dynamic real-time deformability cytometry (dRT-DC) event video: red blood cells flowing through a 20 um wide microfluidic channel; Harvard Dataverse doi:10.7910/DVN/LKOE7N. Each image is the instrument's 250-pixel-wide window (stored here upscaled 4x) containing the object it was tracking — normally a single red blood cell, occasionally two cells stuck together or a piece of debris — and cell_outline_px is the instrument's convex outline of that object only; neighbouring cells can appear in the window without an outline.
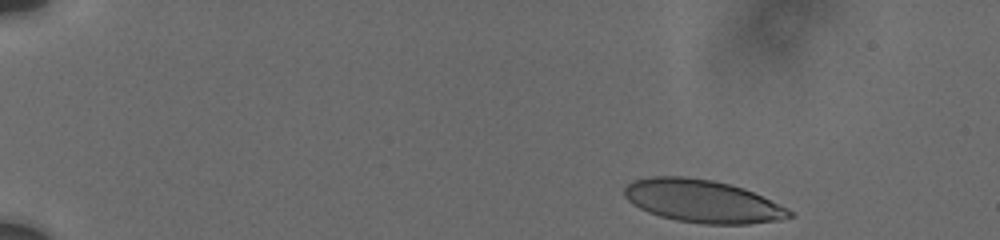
{"species": "human", "species_latin": "Homo sapiens", "temperature_condition": "cold", "stored_images_in_passage": 37, "camera_frame_rate_fps": 3000, "um_per_image_px": 0.085, "donor": {"sex": "male"}, "frame": {"image": 1, "passage_image": 1, "time_ms": 0.0, "image_size_px": [1000, 240], "cell_outline_px": [[796, 216], [780, 220], [748, 224], [704, 224], [676, 220], [660, 216], [648, 212], [632, 204], [624, 196], [624, 188], [632, 180], [652, 176], [684, 176], [712, 180], [744, 188], [788, 208]], "centroid_in_image_um": [59.71, 17.1], "position_along_channel_um": 25.3, "area_um2": 41.21}}
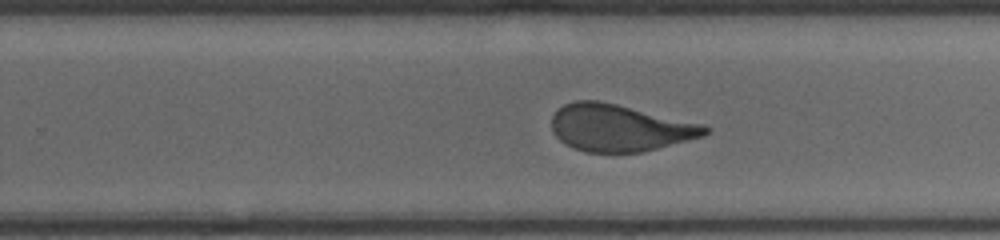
{"frame": {"image": 2, "passage_image": 20, "time_ms": 10.0, "image_size_px": [1000, 240], "cell_outline_px": [[712, 128], [704, 136], [640, 152], [584, 152], [572, 148], [564, 144], [552, 132], [552, 116], [556, 108], [564, 104], [576, 100], [600, 100], [704, 124]], "centroid_in_image_um": [52.63, 10.85], "position_along_channel_um": 277.2, "area_um2": 42.14}}
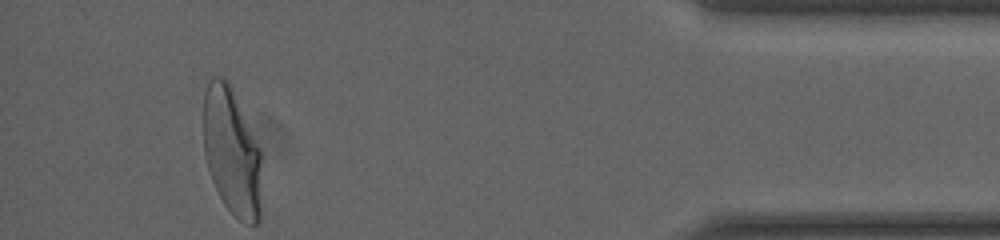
{"frame": {"image": 3, "passage_image": 37, "time_ms": 15.0, "image_size_px": [1000, 240], "cell_outline_px": [[260, 220], [256, 224], [244, 224], [224, 204], [212, 180], [208, 168], [204, 152], [204, 92], [212, 76], [224, 76], [228, 80], [260, 148]], "centroid_in_image_um": [19.69, 12.88], "position_along_channel_um": 415.5, "area_um2": 43.0}, "authors_computed_cell_mechanics": {"area_um2": 42.8876, "velocity_mm_per_s": 3.7148, "shape_relaxation_time_tau1_ms": 6.7211, "shape_relaxation_time_tau2_ms": 0.6817, "deformation_change_tau1": 0.2077, "deformation_change_tau2": 0.0621}}